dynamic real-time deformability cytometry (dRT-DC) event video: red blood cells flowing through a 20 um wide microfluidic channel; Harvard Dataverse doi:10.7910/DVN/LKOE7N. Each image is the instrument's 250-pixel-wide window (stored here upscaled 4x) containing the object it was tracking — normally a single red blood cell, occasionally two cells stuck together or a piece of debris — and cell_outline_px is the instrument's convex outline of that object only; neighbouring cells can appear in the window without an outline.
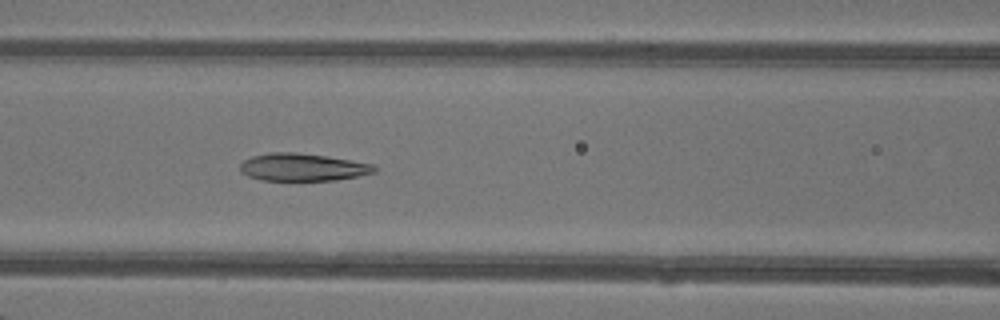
{"species": "common noctule bat (a hibernating species)", "species_latin": "Nyctalus noctula", "temperature_condition": "warm", "stored_images_in_passage": 35, "camera_frame_rate_fps": 3000, "um_per_image_px": 0.085, "animal": {"sex": "female"}, "frame": {"image": 1, "passage_image": 9, "time_ms": 2.667, "image_size_px": [1000, 320], "cell_outline_px": [[376, 172], [336, 180], [260, 180], [248, 176], [240, 172], [240, 164], [244, 160], [252, 156], [268, 152], [296, 152], [328, 156], [352, 160], [372, 164], [376, 168]], "centroid_in_image_um": [25.69, 14.2], "position_along_channel_um": 140.9, "area_um2": 21.62}}
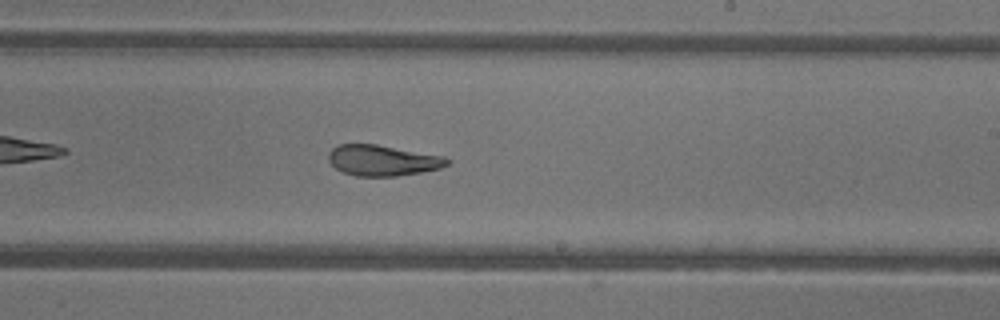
{"frame": {"image": 2, "passage_image": 17, "time_ms": 5.333, "image_size_px": [1000, 320], "cell_outline_px": [[452, 160], [448, 164], [440, 168], [420, 172], [396, 176], [356, 176], [344, 172], [336, 168], [328, 160], [328, 152], [332, 148], [340, 144], [376, 144], [444, 156]], "centroid_in_image_um": [32.52, 13.63], "position_along_channel_um": 256.5, "area_um2": 21.21}}
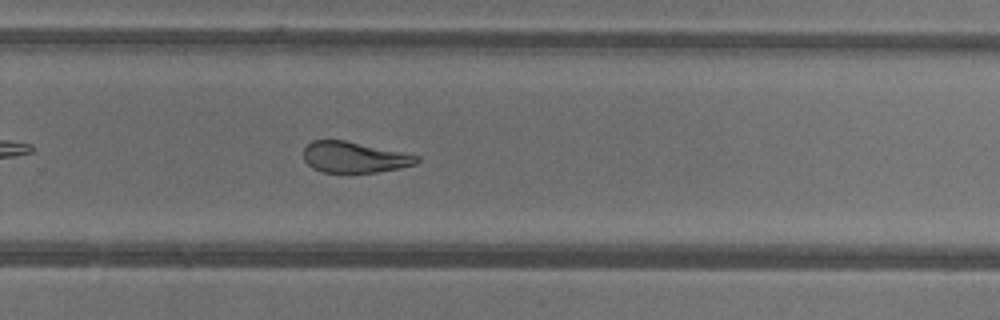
{"frame": {"image": 3, "passage_image": 20, "time_ms": 6.333, "image_size_px": [1000, 320], "cell_outline_px": [[420, 160], [416, 164], [400, 168], [376, 172], [324, 172], [312, 168], [304, 160], [304, 148], [312, 140], [344, 140], [420, 156]], "centroid_in_image_um": [30.11, 13.36], "position_along_channel_um": 299.7, "area_um2": 20.23}, "authors_computed_cell_mechanics": {"area_um2": 22.6576, "velocity_mm_per_s": 4.3466, "shape_relaxation_time_tau1_ms": 8.1522, "shape_relaxation_time_tau2_ms": 2.5153, "deformation_change_tau1": 0.2335, "deformation_change_tau2": 0.0911}}